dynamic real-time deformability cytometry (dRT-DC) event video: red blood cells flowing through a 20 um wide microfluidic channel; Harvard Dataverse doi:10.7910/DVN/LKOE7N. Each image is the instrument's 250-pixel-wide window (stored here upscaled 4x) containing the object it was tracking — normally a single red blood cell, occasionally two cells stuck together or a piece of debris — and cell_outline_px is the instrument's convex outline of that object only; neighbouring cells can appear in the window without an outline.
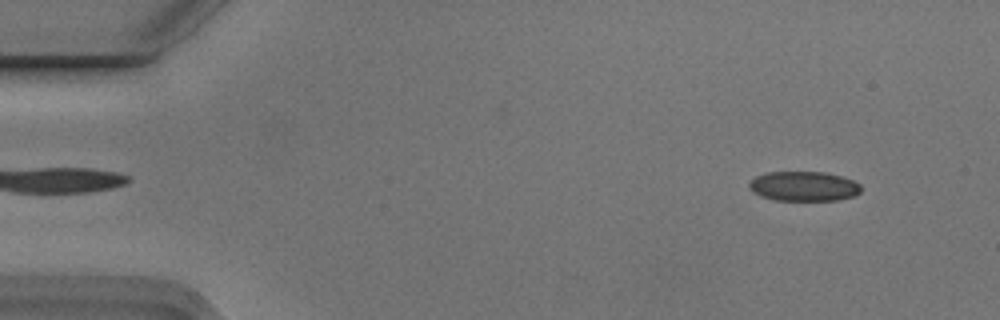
{"species": "Egyptian fruit bat (a non-hibernating species)", "species_latin": "Rousettus aegyptiacus", "temperature_condition": "cold", "stored_images_in_passage": 5, "camera_frame_rate_fps": 3000, "um_per_image_px": 0.085, "animal": {"sex": "male"}, "frame": {"image": 1, "passage_image": 5, "time_ms": 1.333, "image_size_px": [1000, 320], "cell_outline_px": [[860, 192], [852, 196], [836, 200], [776, 200], [760, 196], [748, 184], [756, 176], [764, 172], [824, 172], [840, 176], [852, 180], [860, 184]], "centroid_in_image_um": [68.32, 15.82], "position_along_channel_um": 16.7, "area_um2": 19.07}}